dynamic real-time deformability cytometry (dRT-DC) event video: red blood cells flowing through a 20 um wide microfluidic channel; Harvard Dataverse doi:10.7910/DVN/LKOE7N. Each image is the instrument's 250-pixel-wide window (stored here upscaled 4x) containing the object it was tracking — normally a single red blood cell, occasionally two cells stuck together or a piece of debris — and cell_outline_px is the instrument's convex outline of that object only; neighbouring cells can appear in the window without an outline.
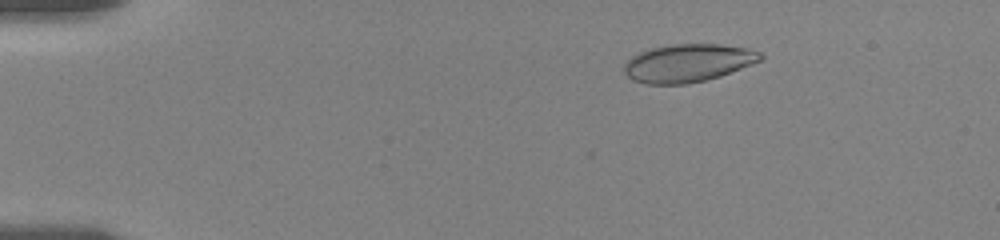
{"species": "human", "species_latin": "Homo sapiens", "temperature_condition": "room temperature", "stored_images_in_passage": 68, "camera_frame_rate_fps": 3000, "um_per_image_px": 0.085, "donor": {"sex": "female"}, "frame": {"image": 1, "passage_image": 11, "time_ms": 3.0, "image_size_px": [1000, 240], "cell_outline_px": [[764, 56], [760, 60], [752, 64], [720, 76], [708, 80], [688, 84], [644, 84], [632, 80], [624, 72], [624, 64], [632, 56], [640, 52], [652, 48], [672, 44], [716, 44], [748, 48], [760, 52]], "centroid_in_image_um": [58.47, 5.37], "position_along_channel_um": 26.5, "area_um2": 30.17}}
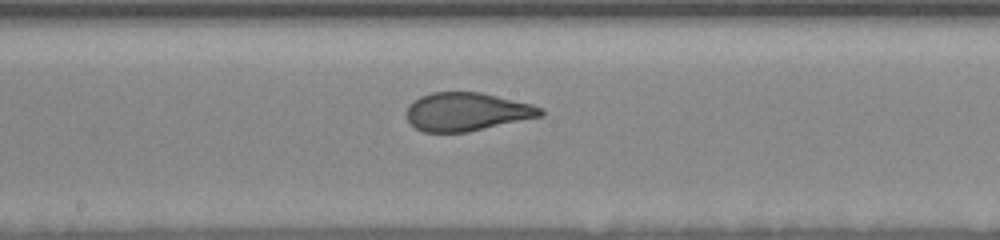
{"frame": {"image": 2, "passage_image": 36, "time_ms": 10.333, "image_size_px": [1000, 240], "cell_outline_px": [[544, 116], [468, 132], [424, 132], [416, 128], [408, 120], [408, 104], [412, 100], [420, 96], [432, 92], [480, 92], [532, 104], [544, 108]], "centroid_in_image_um": [39.71, 9.5], "position_along_channel_um": 208.5, "area_um2": 30.06}}
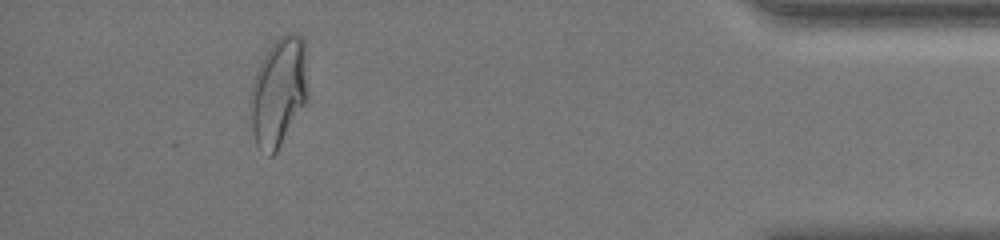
{"frame": {"image": 3, "passage_image": 62, "time_ms": 17.333, "image_size_px": [1000, 240], "cell_outline_px": [[304, 100], [276, 152], [272, 156], [268, 156], [256, 144], [252, 132], [248, 108], [248, 100], [252, 84], [256, 72], [264, 56], [272, 44], [284, 32], [292, 32], [300, 36], [304, 40]], "centroid_in_image_um": [23.57, 7.81], "position_along_channel_um": 411.6, "area_um2": 35.2}, "authors_computed_cell_mechanics": {"area_um2": 30.4606, "velocity_mm_per_s": 3.5678, "shape_relaxation_time_tau1_ms": 7.534, "shape_relaxation_time_tau2_ms": null, "deformation_change_tau1": 0.2115, "deformation_change_tau2": null}}